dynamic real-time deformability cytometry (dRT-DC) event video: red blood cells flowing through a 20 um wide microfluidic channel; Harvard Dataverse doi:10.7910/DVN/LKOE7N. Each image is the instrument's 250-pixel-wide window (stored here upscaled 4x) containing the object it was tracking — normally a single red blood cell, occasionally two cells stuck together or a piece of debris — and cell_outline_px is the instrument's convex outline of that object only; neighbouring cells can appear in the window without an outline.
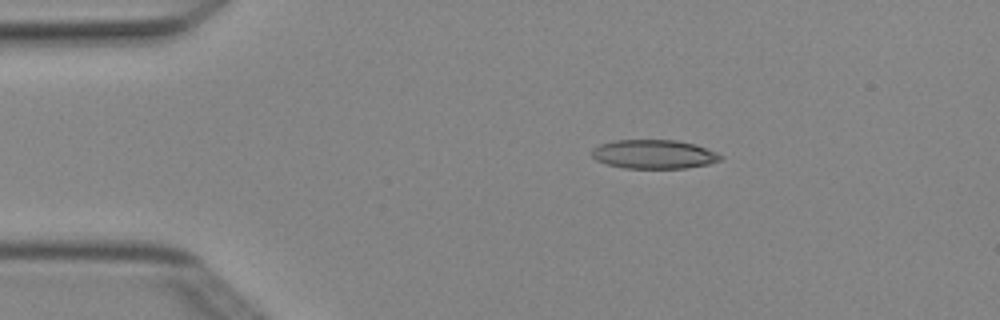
{"species": "Egyptian fruit bat (a non-hibernating species)", "species_latin": "Rousettus aegyptiacus", "temperature_condition": "cold", "stored_images_in_passage": 5, "camera_frame_rate_fps": 3000, "um_per_image_px": 0.085, "animal": {"sex": "female"}, "frame": {"image": 1, "passage_image": 2, "time_ms": 0.333, "image_size_px": [1000, 320], "cell_outline_px": [[724, 156], [720, 160], [708, 164], [688, 168], [624, 168], [604, 164], [596, 160], [592, 156], [592, 148], [600, 144], [612, 140], [676, 140], [696, 144], [716, 152]], "centroid_in_image_um": [55.57, 13.11], "position_along_channel_um": 29.4, "area_um2": 21.91}}
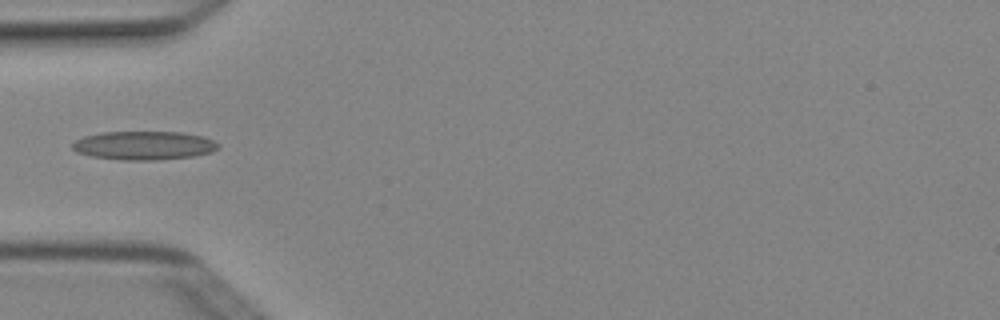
{"frame": {"image": 2, "passage_image": 4, "time_ms": 1.0, "image_size_px": [1000, 320], "cell_outline_px": [[220, 148], [212, 152], [192, 156], [156, 160], [120, 160], [92, 156], [76, 152], [72, 148], [72, 144], [76, 140], [84, 136], [100, 132], [180, 132], [204, 136], [220, 144]], "centroid_in_image_um": [12.24, 12.36], "position_along_channel_um": 72.8, "area_um2": 24.45}}
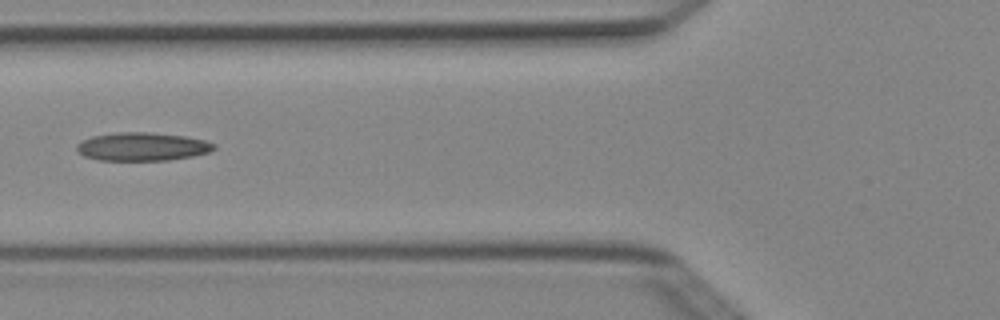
{"frame": {"image": 3, "passage_image": 5, "time_ms": 1.333, "image_size_px": [1000, 320], "cell_outline_px": [[216, 148], [208, 152], [192, 156], [168, 160], [100, 160], [84, 156], [76, 152], [76, 144], [80, 140], [92, 136], [120, 132], [148, 132], [184, 136], [204, 140], [216, 144]], "centroid_in_image_um": [12.05, 12.46], "position_along_channel_um": 113.8, "area_um2": 22.66}}